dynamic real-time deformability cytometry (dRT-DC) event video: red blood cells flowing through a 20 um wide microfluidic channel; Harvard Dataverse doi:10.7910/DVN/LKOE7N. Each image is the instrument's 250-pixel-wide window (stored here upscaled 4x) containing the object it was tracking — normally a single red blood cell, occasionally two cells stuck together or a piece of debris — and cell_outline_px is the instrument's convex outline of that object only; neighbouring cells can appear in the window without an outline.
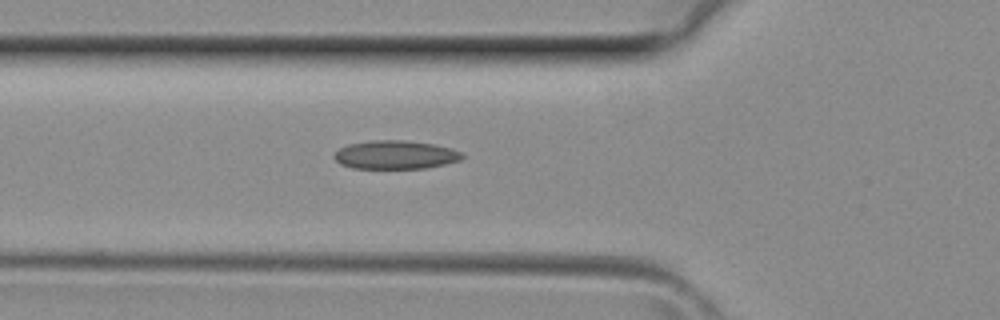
{"species": "common noctule bat (a hibernating species)", "species_latin": "Nyctalus noctula", "temperature_condition": "room temperature", "stored_images_in_passage": 8, "camera_frame_rate_fps": 3000, "um_per_image_px": 0.085, "animal": {"sex": "female", "body_mass_g": 29.2, "forearm_length_mm": 56.3}, "frame": {"image": 1, "passage_image": 2, "time_ms": 0.333, "image_size_px": [1000, 320], "cell_outline_px": [[464, 156], [460, 160], [444, 164], [424, 168], [352, 168], [340, 164], [332, 156], [340, 148], [348, 144], [372, 140], [404, 140], [432, 144], [452, 148], [460, 152]], "centroid_in_image_um": [33.58, 13.15], "position_along_channel_um": 92.2, "area_um2": 21.15}}
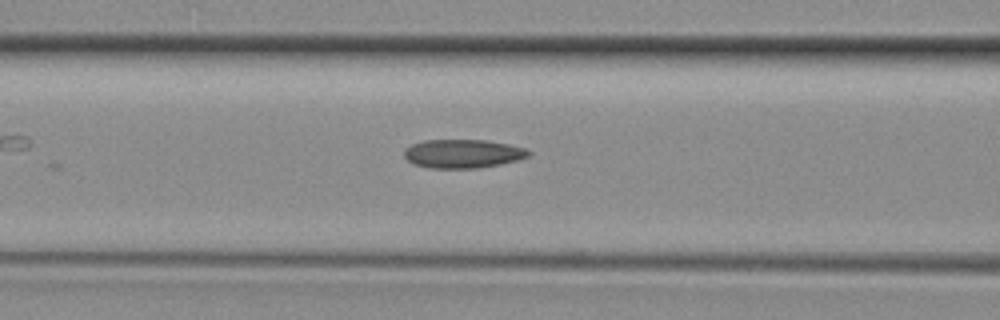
{"frame": {"image": 2, "passage_image": 4, "time_ms": 1.0, "image_size_px": [1000, 320], "cell_outline_px": [[532, 156], [520, 160], [500, 164], [476, 168], [428, 168], [412, 164], [404, 156], [404, 148], [412, 144], [424, 140], [484, 140], [508, 144], [524, 148], [532, 152]], "centroid_in_image_um": [39.35, 13.07], "position_along_channel_um": 127.3, "area_um2": 20.98}}
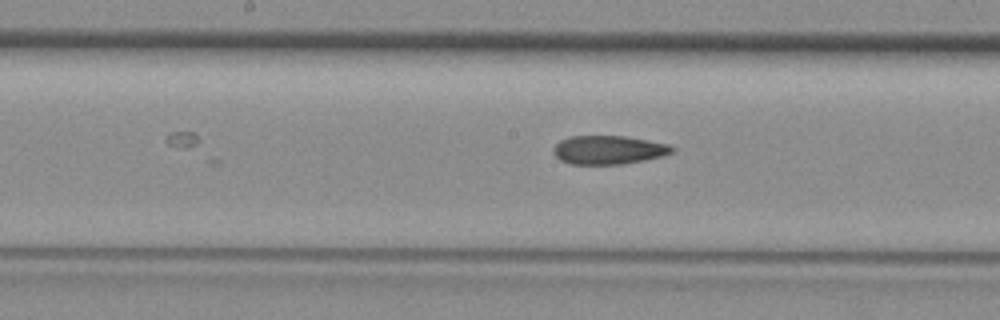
{"frame": {"image": 3, "passage_image": 8, "time_ms": 2.333, "image_size_px": [1000, 320], "cell_outline_px": [[676, 148], [672, 152], [664, 156], [624, 164], [568, 164], [560, 160], [552, 152], [552, 148], [560, 140], [568, 136], [624, 136], [648, 140], [668, 144]], "centroid_in_image_um": [51.71, 12.74], "position_along_channel_um": 196.5, "area_um2": 20.0}}